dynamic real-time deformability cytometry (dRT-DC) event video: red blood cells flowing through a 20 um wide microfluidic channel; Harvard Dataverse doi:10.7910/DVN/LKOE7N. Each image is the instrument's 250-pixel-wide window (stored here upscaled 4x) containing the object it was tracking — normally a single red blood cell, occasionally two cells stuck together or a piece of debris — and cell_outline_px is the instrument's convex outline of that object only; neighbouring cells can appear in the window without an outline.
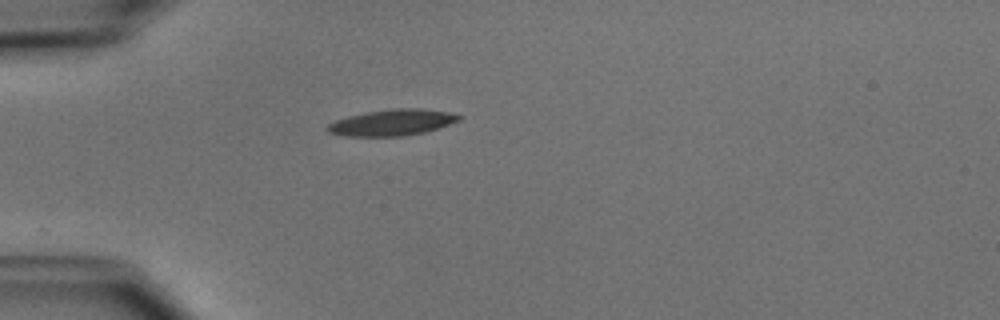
{"species": "common noctule bat (a hibernating species)", "species_latin": "Nyctalus noctula", "temperature_condition": "cold", "stored_images_in_passage": 8, "camera_frame_rate_fps": 3000, "um_per_image_px": 0.085, "animal": {"sex": "male", "body_mass_g": 15.6}, "frame": {"image": 1, "passage_image": 1, "time_ms": 0.0, "image_size_px": [1000, 320], "cell_outline_px": [[464, 116], [460, 120], [440, 128], [424, 132], [404, 136], [344, 136], [328, 132], [324, 128], [328, 124], [336, 120], [348, 116], [364, 112], [392, 108], [420, 108], [448, 112]], "centroid_in_image_um": [33.33, 10.41], "position_along_channel_um": 51.7, "area_um2": 20.29}}
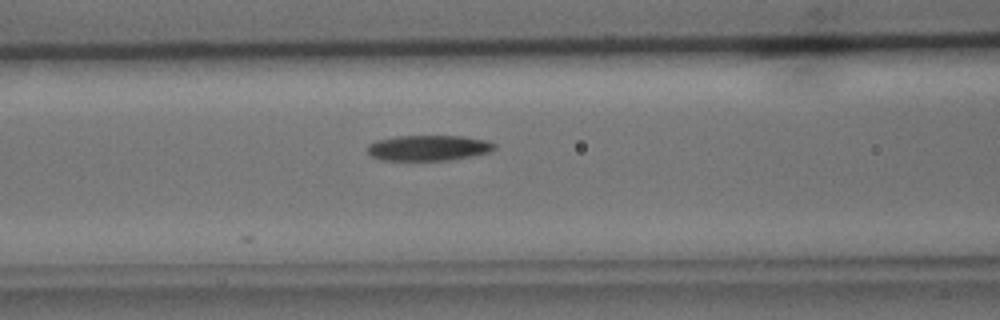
{"frame": {"image": 2, "passage_image": 8, "time_ms": 2.333, "image_size_px": [1000, 320], "cell_outline_px": [[496, 148], [488, 152], [472, 156], [448, 160], [380, 160], [372, 156], [368, 152], [368, 144], [376, 140], [396, 136], [460, 136], [488, 140], [496, 144]], "centroid_in_image_um": [36.42, 12.57], "position_along_channel_um": 130.2, "area_um2": 18.9}}